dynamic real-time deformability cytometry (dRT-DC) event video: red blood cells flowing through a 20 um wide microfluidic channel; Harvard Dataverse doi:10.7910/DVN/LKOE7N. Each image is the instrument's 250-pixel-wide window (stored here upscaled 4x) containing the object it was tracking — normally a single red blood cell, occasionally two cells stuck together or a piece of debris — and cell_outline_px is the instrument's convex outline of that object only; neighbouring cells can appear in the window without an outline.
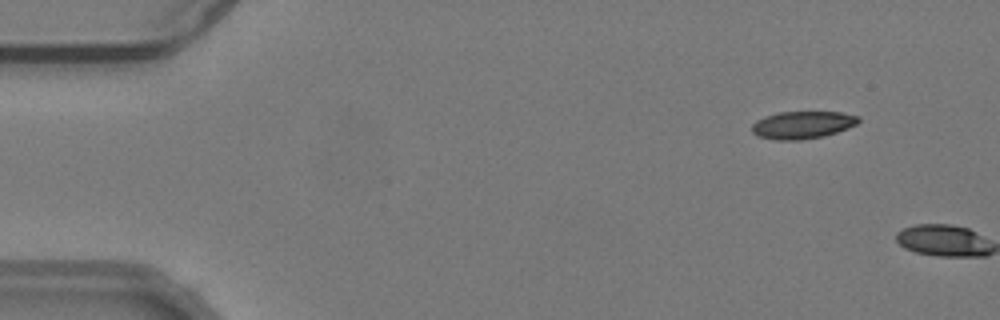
{"species": "common noctule bat (a hibernating species)", "species_latin": "Nyctalus noctula", "temperature_condition": "warm", "stored_images_in_passage": 7, "camera_frame_rate_fps": 3000, "um_per_image_px": 0.085, "animal": {"sex": "male", "body_mass_g": 19.2, "forearm_length_mm": 51.8}, "frame": {"image": 1, "passage_image": 6, "time_ms": 1.667, "image_size_px": [1000, 320], "cell_outline_px": [[860, 120], [856, 124], [848, 128], [824, 136], [800, 140], [776, 140], [756, 136], [752, 132], [752, 124], [756, 120], [764, 116], [780, 112], [840, 112], [860, 116]], "centroid_in_image_um": [68.19, 10.62], "position_along_channel_um": 16.8, "area_um2": 17.17}}